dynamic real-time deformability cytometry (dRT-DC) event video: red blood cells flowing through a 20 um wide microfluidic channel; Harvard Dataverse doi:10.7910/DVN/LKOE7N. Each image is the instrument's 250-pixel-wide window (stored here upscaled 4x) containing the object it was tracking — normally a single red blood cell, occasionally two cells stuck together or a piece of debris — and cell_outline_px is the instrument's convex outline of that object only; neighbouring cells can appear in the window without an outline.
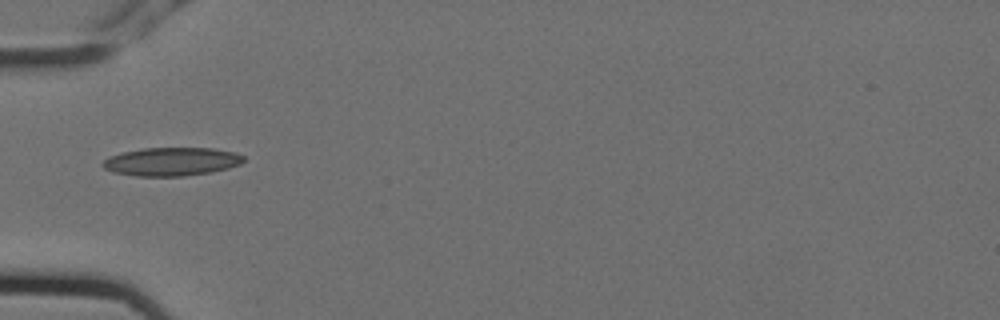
{"species": "Egyptian fruit bat (a non-hibernating species)", "species_latin": "Rousettus aegyptiacus", "temperature_condition": "cold", "stored_images_in_passage": 2, "camera_frame_rate_fps": 3000, "um_per_image_px": 0.085, "animal": {"sex": "female"}, "frame": {"image": 1, "passage_image": 1, "time_ms": 0.0, "image_size_px": [1000, 320], "cell_outline_px": [[244, 160], [240, 164], [228, 168], [212, 172], [184, 176], [136, 176], [112, 172], [104, 168], [100, 164], [104, 160], [112, 156], [124, 152], [144, 148], [212, 148], [236, 152], [244, 156]], "centroid_in_image_um": [14.6, 13.74], "position_along_channel_um": 70.4, "area_um2": 23.29}}
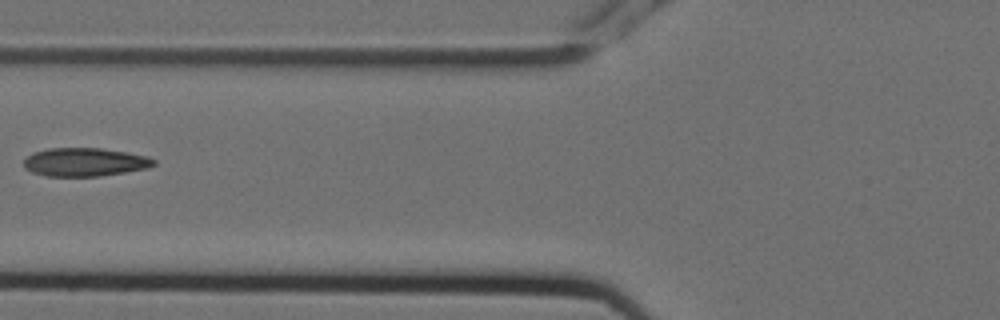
{"frame": {"image": 2, "passage_image": 2, "time_ms": 0.333, "image_size_px": [1000, 320], "cell_outline_px": [[156, 164], [148, 168], [100, 176], [48, 176], [32, 172], [24, 168], [24, 160], [32, 152], [48, 148], [100, 148], [128, 152], [148, 156], [156, 160]], "centroid_in_image_um": [7.22, 13.77], "position_along_channel_um": 118.6, "area_um2": 21.62}}